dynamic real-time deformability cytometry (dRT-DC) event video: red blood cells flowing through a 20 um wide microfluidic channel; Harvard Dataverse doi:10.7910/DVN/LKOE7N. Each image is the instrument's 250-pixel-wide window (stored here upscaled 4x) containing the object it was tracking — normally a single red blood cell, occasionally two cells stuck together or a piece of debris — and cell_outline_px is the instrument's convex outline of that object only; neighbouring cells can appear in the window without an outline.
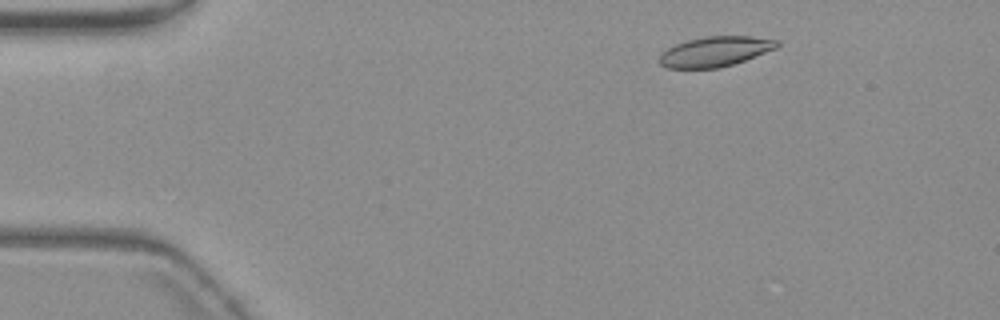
{"species": "common noctule bat (a hibernating species)", "species_latin": "Nyctalus noctula", "temperature_condition": "warm", "stored_images_in_passage": 54, "camera_frame_rate_fps": 3000, "um_per_image_px": 0.085, "animal": {"sex": "female", "body_mass_g": 19.3, "forearm_length_mm": 54.1}, "frame": {"image": 1, "passage_image": 6, "time_ms": 1.667, "image_size_px": [1000, 320], "cell_outline_px": [[780, 44], [776, 48], [744, 60], [720, 68], [668, 68], [660, 64], [660, 52], [676, 44], [688, 40], [708, 36], [752, 36], [780, 40]], "centroid_in_image_um": [60.79, 4.37], "position_along_channel_um": 24.2, "area_um2": 20.46}}
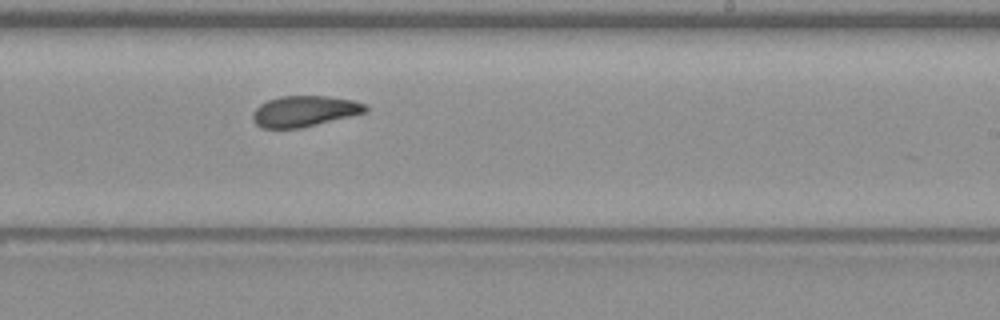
{"frame": {"image": 2, "passage_image": 32, "time_ms": 10.333, "image_size_px": [1000, 320], "cell_outline_px": [[368, 112], [300, 128], [260, 128], [252, 120], [252, 112], [260, 104], [268, 100], [280, 96], [328, 96], [352, 100], [364, 104], [368, 108]], "centroid_in_image_um": [25.85, 9.45], "position_along_channel_um": 263.1, "area_um2": 20.29}}
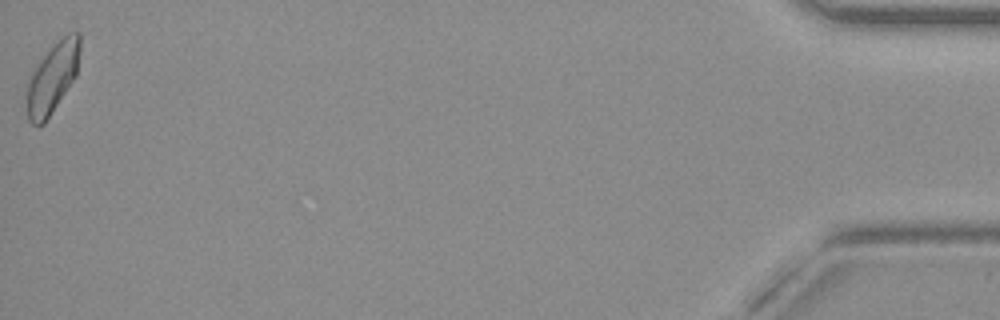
{"frame": {"image": 3, "passage_image": 54, "time_ms": 17.667, "image_size_px": [1000, 320], "cell_outline_px": [[80, 48], [76, 76], [44, 124], [32, 124], [28, 120], [28, 72], [68, 32], [80, 32]], "centroid_in_image_um": [4.46, 6.61], "position_along_channel_um": 430.7, "area_um2": 21.39}, "authors_computed_cell_mechanics": {"area_um2": 20.9236, "velocity_mm_per_s": 3.6762, "shape_relaxation_time_tau1_ms": 9.3916, "shape_relaxation_time_tau2_ms": 4.3589, "deformation_change_tau1": 0.1767, "deformation_change_tau2": 0.1109}}